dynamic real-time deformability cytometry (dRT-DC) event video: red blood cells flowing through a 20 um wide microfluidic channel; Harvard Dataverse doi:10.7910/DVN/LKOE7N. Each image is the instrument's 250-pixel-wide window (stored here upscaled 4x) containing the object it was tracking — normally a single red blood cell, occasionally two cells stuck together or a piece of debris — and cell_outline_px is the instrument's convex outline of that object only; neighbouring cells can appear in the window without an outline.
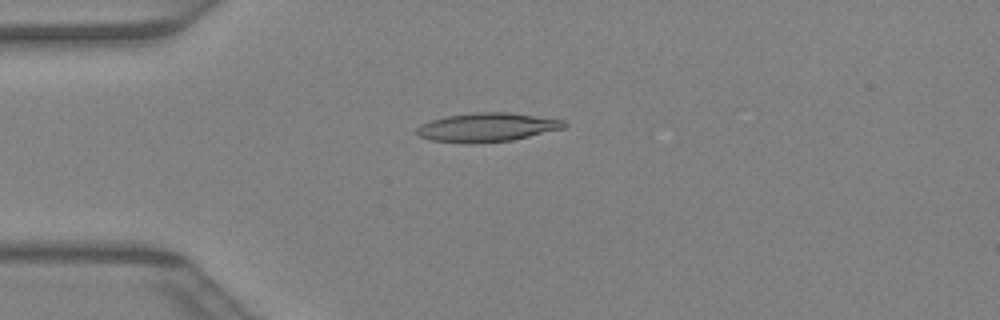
{"species": "Egyptian fruit bat (a non-hibernating species)", "species_latin": "Rousettus aegyptiacus", "temperature_condition": "warm", "stored_images_in_passage": 35, "camera_frame_rate_fps": 3000, "um_per_image_px": 0.085, "animal": {"sex": "female"}, "frame": {"image": 1, "passage_image": 5, "time_ms": 1.333, "image_size_px": [1000, 320], "cell_outline_px": [[568, 124], [564, 128], [512, 140], [476, 144], [468, 144], [432, 140], [420, 136], [416, 132], [416, 128], [420, 124], [444, 116], [476, 112], [508, 112], [564, 120]], "centroid_in_image_um": [41.38, 10.82], "position_along_channel_um": 43.6, "area_um2": 24.85}}
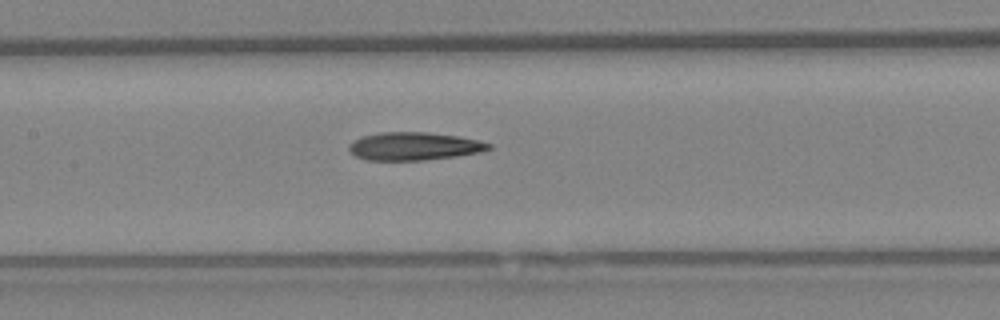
{"frame": {"image": 2, "passage_image": 14, "time_ms": 4.333, "image_size_px": [1000, 320], "cell_outline_px": [[492, 148], [480, 152], [456, 156], [424, 160], [364, 160], [356, 156], [348, 148], [348, 144], [352, 140], [360, 136], [380, 132], [428, 132], [460, 136], [492, 144]], "centroid_in_image_um": [35.16, 12.42], "position_along_channel_um": 172.2, "area_um2": 22.95}}
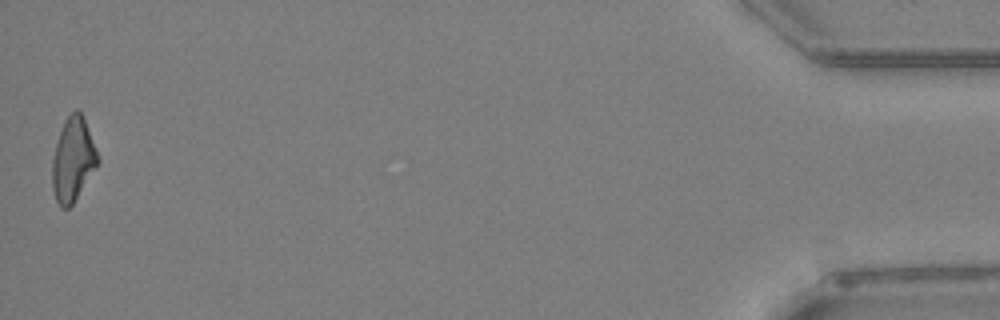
{"frame": {"image": 3, "passage_image": 35, "time_ms": 11.333, "image_size_px": [1000, 320], "cell_outline_px": [[100, 160], [96, 168], [72, 204], [68, 208], [60, 208], [56, 200], [52, 188], [52, 160], [56, 144], [64, 120], [76, 108], [80, 112], [84, 120], [96, 148]], "centroid_in_image_um": [6.19, 13.58], "position_along_channel_um": 429.0, "area_um2": 21.96}}